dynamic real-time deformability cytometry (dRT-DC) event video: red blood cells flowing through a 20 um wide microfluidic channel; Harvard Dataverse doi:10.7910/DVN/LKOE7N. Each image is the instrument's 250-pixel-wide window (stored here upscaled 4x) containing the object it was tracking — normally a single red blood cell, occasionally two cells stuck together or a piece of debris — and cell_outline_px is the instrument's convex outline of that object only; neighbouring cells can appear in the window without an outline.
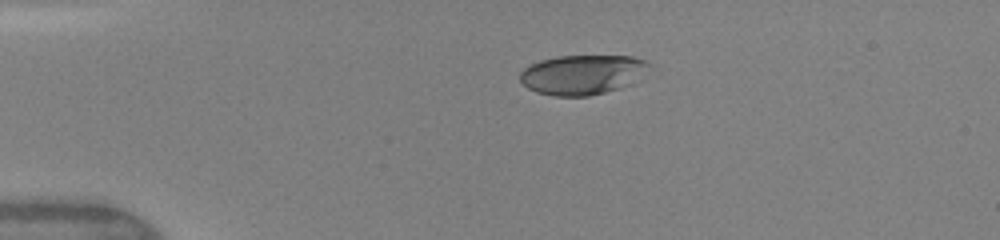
{"species": "human", "species_latin": "Homo sapiens", "temperature_condition": "warm", "stored_images_in_passage": 39, "camera_frame_rate_fps": 3000, "um_per_image_px": 0.085, "donor": {"sex": "female"}, "frame": {"image": 1, "passage_image": 1, "time_ms": 0.0, "image_size_px": [1000, 240], "cell_outline_px": [[652, 64], [632, 84], [620, 88], [588, 96], [556, 96], [536, 92], [528, 88], [520, 80], [520, 72], [524, 68], [540, 60], [556, 56], [632, 56], [644, 60]], "centroid_in_image_um": [49.5, 6.34], "position_along_channel_um": 35.5, "area_um2": 29.77}}
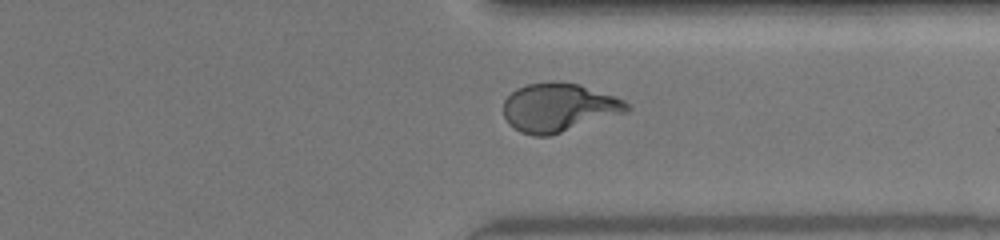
{"frame": {"image": 2, "passage_image": 28, "time_ms": 9.0, "image_size_px": [1000, 240], "cell_outline_px": [[632, 108], [628, 112], [548, 136], [532, 136], [520, 132], [512, 128], [508, 124], [504, 116], [504, 100], [516, 88], [528, 84], [548, 80], [556, 80], [580, 84], [616, 96], [624, 100]], "centroid_in_image_um": [47.49, 9.12], "position_along_channel_um": 363.9, "area_um2": 35.43}}
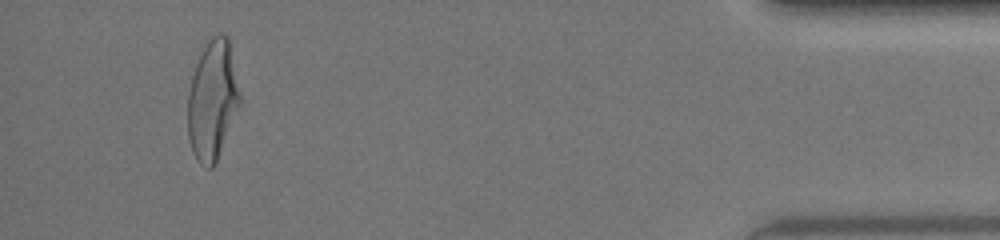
{"frame": {"image": 3, "passage_image": 36, "time_ms": 11.667, "image_size_px": [1000, 240], "cell_outline_px": [[244, 104], [216, 164], [212, 168], [208, 168], [200, 164], [196, 160], [192, 152], [188, 140], [188, 92], [192, 76], [196, 64], [208, 40], [212, 36], [220, 32], [224, 32], [228, 36]], "centroid_in_image_um": [18.13, 8.57], "position_along_channel_um": 417.1, "area_um2": 37.74}, "authors_computed_cell_mechanics": {"area_um2": 33.813, "velocity_mm_per_s": 4.195, "shape_relaxation_time_tau1_ms": 4.0411, "shape_relaxation_time_tau2_ms": null, "deformation_change_tau1": 0.2127, "deformation_change_tau2": null}}